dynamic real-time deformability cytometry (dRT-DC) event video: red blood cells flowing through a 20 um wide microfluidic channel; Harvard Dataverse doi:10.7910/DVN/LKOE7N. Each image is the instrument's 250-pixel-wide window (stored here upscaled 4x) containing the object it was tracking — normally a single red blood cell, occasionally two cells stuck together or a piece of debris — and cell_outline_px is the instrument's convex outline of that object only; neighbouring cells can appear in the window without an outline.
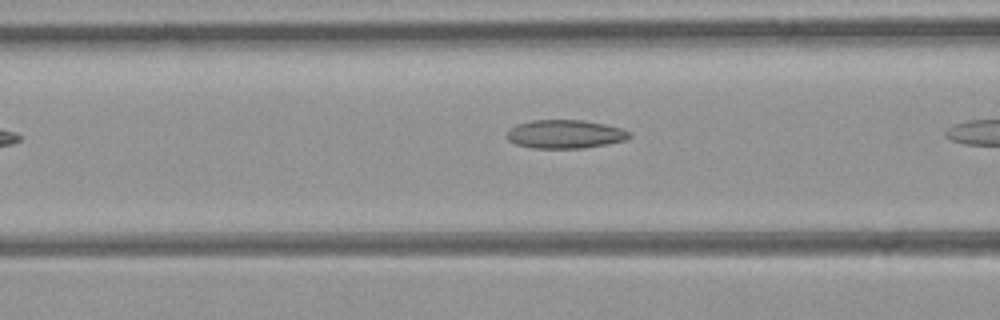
{"species": "common noctule bat (a hibernating species)", "species_latin": "Nyctalus noctula", "temperature_condition": "room temperature", "stored_images_in_passage": 6, "camera_frame_rate_fps": 3000, "um_per_image_px": 0.085, "animal": {"sex": "female", "body_mass_g": 21.9}, "frame": {"image": 1, "passage_image": 5, "time_ms": 1.333, "image_size_px": [1000, 320], "cell_outline_px": [[632, 136], [628, 140], [608, 144], [584, 148], [532, 148], [516, 144], [508, 140], [508, 128], [516, 124], [532, 120], [584, 120], [624, 128], [632, 132]], "centroid_in_image_um": [48.09, 11.4], "position_along_channel_um": 118.5, "area_um2": 20.69}}